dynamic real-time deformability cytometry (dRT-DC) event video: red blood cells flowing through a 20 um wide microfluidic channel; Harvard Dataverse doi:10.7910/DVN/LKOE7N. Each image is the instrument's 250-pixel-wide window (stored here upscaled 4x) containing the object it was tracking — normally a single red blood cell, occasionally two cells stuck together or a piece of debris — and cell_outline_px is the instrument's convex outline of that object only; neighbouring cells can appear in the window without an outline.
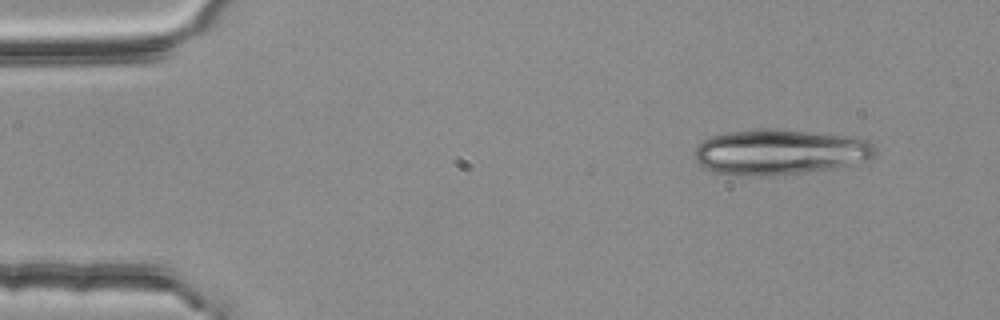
{"species": "common noctule bat (a hibernating species)", "species_latin": "Nyctalus noctula", "temperature_condition": "room temperature", "stored_images_in_passage": 3, "camera_frame_rate_fps": 3000, "um_per_image_px": 0.085, "animal": {"sex": "female", "body_mass_g": 25.1}, "frame": {"image": 1, "passage_image": 1, "time_ms": 0.0, "image_size_px": [1000, 320], "cell_outline_px": [[876, 152], [872, 156], [864, 160], [832, 168], [784, 176], [740, 176], [712, 172], [704, 168], [692, 156], [692, 152], [704, 140], [712, 136], [728, 132], [756, 128], [776, 128], [860, 136], [868, 140], [876, 148]], "centroid_in_image_um": [66.26, 12.91], "position_along_channel_um": 18.7, "area_um2": 48.84}}